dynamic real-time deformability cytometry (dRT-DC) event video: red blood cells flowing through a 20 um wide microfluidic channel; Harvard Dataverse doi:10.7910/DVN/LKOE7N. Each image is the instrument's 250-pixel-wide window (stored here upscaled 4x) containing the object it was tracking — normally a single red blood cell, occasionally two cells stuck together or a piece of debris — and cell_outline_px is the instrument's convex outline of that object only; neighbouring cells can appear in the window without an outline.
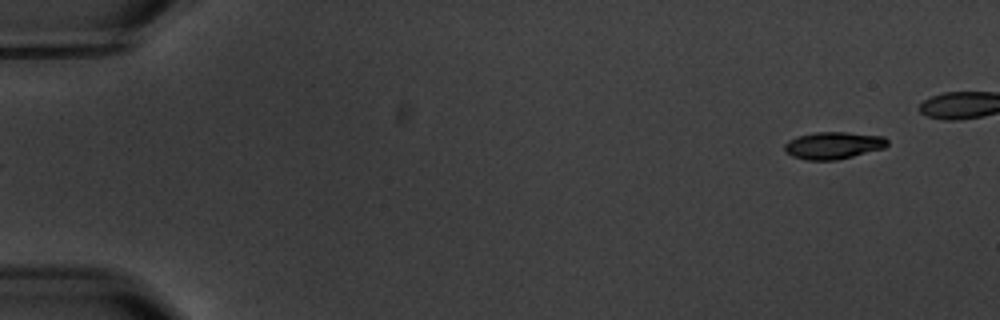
{"species": "common noctule bat (a hibernating species)", "species_latin": "Nyctalus noctula", "temperature_condition": "warm", "stored_images_in_passage": 6, "segment_of_instrument_passage": [2, 2], "camera_frame_rate_fps": 3000, "um_per_image_px": 0.085, "animal": {"sex": "male", "body_mass_g": 20.1, "forearm_length_mm": 53.5}, "frame": {"image": 1, "passage_image": 6, "time_ms": 6.667, "image_size_px": [1000, 320], "cell_outline_px": [[888, 144], [884, 148], [836, 160], [808, 160], [792, 156], [784, 152], [784, 144], [788, 140], [796, 136], [816, 132], [848, 132], [884, 136], [888, 140]], "centroid_in_image_um": [70.81, 12.35], "position_along_channel_um": 14.2, "area_um2": 16.36}}